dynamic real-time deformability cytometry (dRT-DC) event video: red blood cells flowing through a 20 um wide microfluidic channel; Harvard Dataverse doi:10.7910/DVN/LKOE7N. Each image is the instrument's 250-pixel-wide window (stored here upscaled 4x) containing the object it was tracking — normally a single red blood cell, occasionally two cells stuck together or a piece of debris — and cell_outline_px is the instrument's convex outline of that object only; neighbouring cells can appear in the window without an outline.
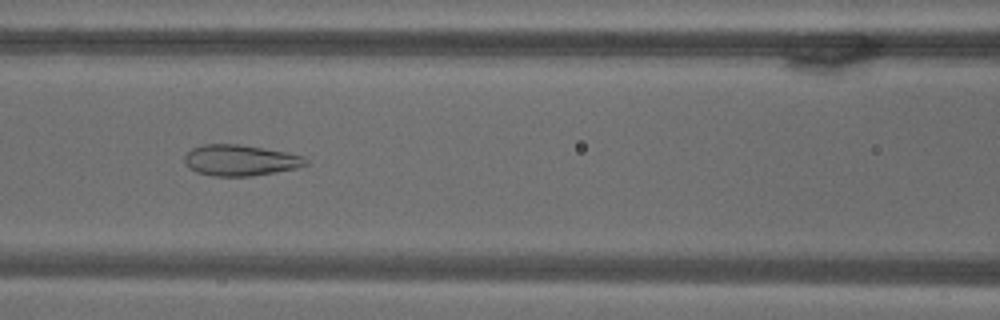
{"species": "common noctule bat (a hibernating species)", "species_latin": "Nyctalus noctula", "temperature_condition": "warm", "stored_images_in_passage": 72, "camera_frame_rate_fps": 3000, "um_per_image_px": 0.085, "animal": {"sex": "male", "body_mass_g": 18.8}, "frame": {"image": 1, "passage_image": 32, "time_ms": 10.333, "image_size_px": [1000, 320], "cell_outline_px": [[308, 164], [296, 168], [276, 172], [252, 176], [212, 176], [196, 172], [188, 168], [184, 164], [184, 156], [192, 148], [204, 144], [240, 144], [284, 152], [300, 156], [308, 160]], "centroid_in_image_um": [20.36, 13.63], "position_along_channel_um": 146.2, "area_um2": 21.85}}
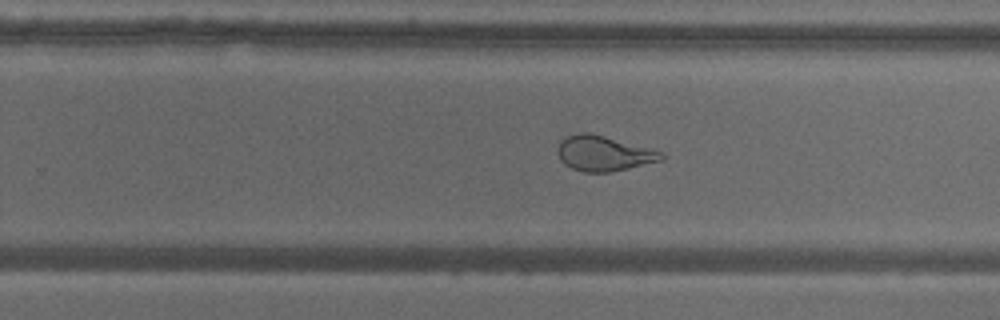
{"frame": {"image": 2, "passage_image": 46, "time_ms": 15.0, "image_size_px": [1000, 320], "cell_outline_px": [[664, 160], [628, 168], [608, 172], [584, 172], [572, 168], [564, 164], [560, 160], [556, 152], [556, 148], [560, 140], [564, 136], [576, 132], [588, 132], [652, 148], [664, 152]], "centroid_in_image_um": [51.28, 13.02], "position_along_channel_um": 278.5, "area_um2": 21.62}}
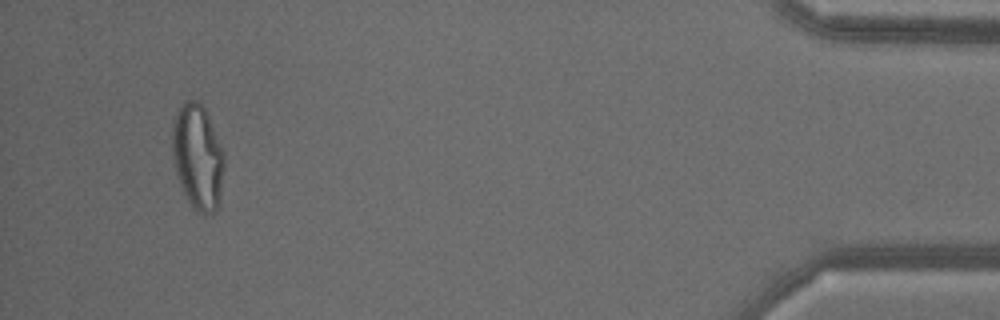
{"frame": {"image": 3, "passage_image": 68, "time_ms": 22.333, "image_size_px": [1000, 320], "cell_outline_px": [[224, 164], [220, 200], [212, 216], [204, 216], [196, 212], [188, 200], [180, 184], [176, 172], [172, 156], [172, 124], [176, 112], [180, 104], [184, 100], [200, 100], [208, 116], [224, 152]], "centroid_in_image_um": [16.8, 13.34], "position_along_channel_um": 418.4, "area_um2": 32.25}}